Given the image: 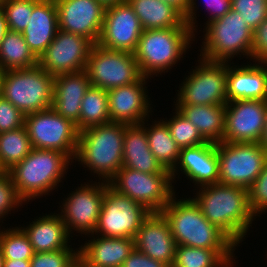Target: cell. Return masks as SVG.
I'll return each mask as SVG.
<instances>
[{
    "label": "cell",
    "mask_w": 267,
    "mask_h": 267,
    "mask_svg": "<svg viewBox=\"0 0 267 267\" xmlns=\"http://www.w3.org/2000/svg\"><path fill=\"white\" fill-rule=\"evenodd\" d=\"M121 267H169L164 262L148 257L144 253L133 249L129 256L123 261Z\"/></svg>",
    "instance_id": "obj_45"
},
{
    "label": "cell",
    "mask_w": 267,
    "mask_h": 267,
    "mask_svg": "<svg viewBox=\"0 0 267 267\" xmlns=\"http://www.w3.org/2000/svg\"><path fill=\"white\" fill-rule=\"evenodd\" d=\"M59 29L97 44L102 31L105 7L97 0H55Z\"/></svg>",
    "instance_id": "obj_18"
},
{
    "label": "cell",
    "mask_w": 267,
    "mask_h": 267,
    "mask_svg": "<svg viewBox=\"0 0 267 267\" xmlns=\"http://www.w3.org/2000/svg\"><path fill=\"white\" fill-rule=\"evenodd\" d=\"M79 250L72 248L61 249L51 252L34 253L30 259V267H73V262Z\"/></svg>",
    "instance_id": "obj_39"
},
{
    "label": "cell",
    "mask_w": 267,
    "mask_h": 267,
    "mask_svg": "<svg viewBox=\"0 0 267 267\" xmlns=\"http://www.w3.org/2000/svg\"><path fill=\"white\" fill-rule=\"evenodd\" d=\"M171 173H142L122 167L108 182L117 193L128 196L151 213L161 212L175 196Z\"/></svg>",
    "instance_id": "obj_8"
},
{
    "label": "cell",
    "mask_w": 267,
    "mask_h": 267,
    "mask_svg": "<svg viewBox=\"0 0 267 267\" xmlns=\"http://www.w3.org/2000/svg\"><path fill=\"white\" fill-rule=\"evenodd\" d=\"M175 107L198 129L207 142L215 144L223 142L225 105H176Z\"/></svg>",
    "instance_id": "obj_28"
},
{
    "label": "cell",
    "mask_w": 267,
    "mask_h": 267,
    "mask_svg": "<svg viewBox=\"0 0 267 267\" xmlns=\"http://www.w3.org/2000/svg\"><path fill=\"white\" fill-rule=\"evenodd\" d=\"M90 86L88 73L85 70L55 76L52 108L62 117L77 124L82 99Z\"/></svg>",
    "instance_id": "obj_23"
},
{
    "label": "cell",
    "mask_w": 267,
    "mask_h": 267,
    "mask_svg": "<svg viewBox=\"0 0 267 267\" xmlns=\"http://www.w3.org/2000/svg\"><path fill=\"white\" fill-rule=\"evenodd\" d=\"M259 64V65H258ZM243 65L228 64L227 100H267V63ZM266 64V65H263Z\"/></svg>",
    "instance_id": "obj_24"
},
{
    "label": "cell",
    "mask_w": 267,
    "mask_h": 267,
    "mask_svg": "<svg viewBox=\"0 0 267 267\" xmlns=\"http://www.w3.org/2000/svg\"><path fill=\"white\" fill-rule=\"evenodd\" d=\"M24 115L10 101L0 96V133L24 126Z\"/></svg>",
    "instance_id": "obj_43"
},
{
    "label": "cell",
    "mask_w": 267,
    "mask_h": 267,
    "mask_svg": "<svg viewBox=\"0 0 267 267\" xmlns=\"http://www.w3.org/2000/svg\"><path fill=\"white\" fill-rule=\"evenodd\" d=\"M23 200L18 195L9 172L0 171V219L8 212L22 205Z\"/></svg>",
    "instance_id": "obj_41"
},
{
    "label": "cell",
    "mask_w": 267,
    "mask_h": 267,
    "mask_svg": "<svg viewBox=\"0 0 267 267\" xmlns=\"http://www.w3.org/2000/svg\"><path fill=\"white\" fill-rule=\"evenodd\" d=\"M176 166L181 168V171L193 180L195 185L202 187L217 184L219 182L217 144L207 142L181 148Z\"/></svg>",
    "instance_id": "obj_21"
},
{
    "label": "cell",
    "mask_w": 267,
    "mask_h": 267,
    "mask_svg": "<svg viewBox=\"0 0 267 267\" xmlns=\"http://www.w3.org/2000/svg\"><path fill=\"white\" fill-rule=\"evenodd\" d=\"M38 58L29 49L21 32L8 30L0 42V70L35 67Z\"/></svg>",
    "instance_id": "obj_29"
},
{
    "label": "cell",
    "mask_w": 267,
    "mask_h": 267,
    "mask_svg": "<svg viewBox=\"0 0 267 267\" xmlns=\"http://www.w3.org/2000/svg\"><path fill=\"white\" fill-rule=\"evenodd\" d=\"M145 122L127 125L124 130L123 156L153 154L148 145Z\"/></svg>",
    "instance_id": "obj_38"
},
{
    "label": "cell",
    "mask_w": 267,
    "mask_h": 267,
    "mask_svg": "<svg viewBox=\"0 0 267 267\" xmlns=\"http://www.w3.org/2000/svg\"><path fill=\"white\" fill-rule=\"evenodd\" d=\"M98 237V238H97ZM79 248V253L90 263L102 267H121L135 248L134 239L97 236Z\"/></svg>",
    "instance_id": "obj_26"
},
{
    "label": "cell",
    "mask_w": 267,
    "mask_h": 267,
    "mask_svg": "<svg viewBox=\"0 0 267 267\" xmlns=\"http://www.w3.org/2000/svg\"><path fill=\"white\" fill-rule=\"evenodd\" d=\"M5 267H30V260H5Z\"/></svg>",
    "instance_id": "obj_48"
},
{
    "label": "cell",
    "mask_w": 267,
    "mask_h": 267,
    "mask_svg": "<svg viewBox=\"0 0 267 267\" xmlns=\"http://www.w3.org/2000/svg\"><path fill=\"white\" fill-rule=\"evenodd\" d=\"M99 3H101L105 8L114 6L118 3L126 2L127 0H97Z\"/></svg>",
    "instance_id": "obj_52"
},
{
    "label": "cell",
    "mask_w": 267,
    "mask_h": 267,
    "mask_svg": "<svg viewBox=\"0 0 267 267\" xmlns=\"http://www.w3.org/2000/svg\"><path fill=\"white\" fill-rule=\"evenodd\" d=\"M166 3H169L176 7L183 15L184 20L188 24V26L191 28V31L194 34V31L196 30L194 27V24H196L194 21L196 17V11L195 8L197 7L194 0H163ZM196 7H195V6ZM195 15V16H194Z\"/></svg>",
    "instance_id": "obj_46"
},
{
    "label": "cell",
    "mask_w": 267,
    "mask_h": 267,
    "mask_svg": "<svg viewBox=\"0 0 267 267\" xmlns=\"http://www.w3.org/2000/svg\"><path fill=\"white\" fill-rule=\"evenodd\" d=\"M24 126L33 148L60 151L75 159L79 131L70 119L49 108L25 115Z\"/></svg>",
    "instance_id": "obj_10"
},
{
    "label": "cell",
    "mask_w": 267,
    "mask_h": 267,
    "mask_svg": "<svg viewBox=\"0 0 267 267\" xmlns=\"http://www.w3.org/2000/svg\"><path fill=\"white\" fill-rule=\"evenodd\" d=\"M139 18L143 30L190 28L184 15L163 0H127Z\"/></svg>",
    "instance_id": "obj_27"
},
{
    "label": "cell",
    "mask_w": 267,
    "mask_h": 267,
    "mask_svg": "<svg viewBox=\"0 0 267 267\" xmlns=\"http://www.w3.org/2000/svg\"><path fill=\"white\" fill-rule=\"evenodd\" d=\"M251 58L267 63V18L253 31Z\"/></svg>",
    "instance_id": "obj_44"
},
{
    "label": "cell",
    "mask_w": 267,
    "mask_h": 267,
    "mask_svg": "<svg viewBox=\"0 0 267 267\" xmlns=\"http://www.w3.org/2000/svg\"><path fill=\"white\" fill-rule=\"evenodd\" d=\"M233 250L177 245L173 267H231Z\"/></svg>",
    "instance_id": "obj_31"
},
{
    "label": "cell",
    "mask_w": 267,
    "mask_h": 267,
    "mask_svg": "<svg viewBox=\"0 0 267 267\" xmlns=\"http://www.w3.org/2000/svg\"><path fill=\"white\" fill-rule=\"evenodd\" d=\"M150 214L151 212L143 205L117 193L104 182V199L94 232L100 233L99 235L103 237L134 239Z\"/></svg>",
    "instance_id": "obj_12"
},
{
    "label": "cell",
    "mask_w": 267,
    "mask_h": 267,
    "mask_svg": "<svg viewBox=\"0 0 267 267\" xmlns=\"http://www.w3.org/2000/svg\"><path fill=\"white\" fill-rule=\"evenodd\" d=\"M2 77H3V72L0 70V96H2Z\"/></svg>",
    "instance_id": "obj_54"
},
{
    "label": "cell",
    "mask_w": 267,
    "mask_h": 267,
    "mask_svg": "<svg viewBox=\"0 0 267 267\" xmlns=\"http://www.w3.org/2000/svg\"><path fill=\"white\" fill-rule=\"evenodd\" d=\"M175 115L171 120H165L172 138L175 140L179 148L193 147L207 141L202 137L198 129L187 120L182 114L175 108Z\"/></svg>",
    "instance_id": "obj_35"
},
{
    "label": "cell",
    "mask_w": 267,
    "mask_h": 267,
    "mask_svg": "<svg viewBox=\"0 0 267 267\" xmlns=\"http://www.w3.org/2000/svg\"><path fill=\"white\" fill-rule=\"evenodd\" d=\"M200 59L181 84L175 105H226L228 62Z\"/></svg>",
    "instance_id": "obj_11"
},
{
    "label": "cell",
    "mask_w": 267,
    "mask_h": 267,
    "mask_svg": "<svg viewBox=\"0 0 267 267\" xmlns=\"http://www.w3.org/2000/svg\"><path fill=\"white\" fill-rule=\"evenodd\" d=\"M219 183L248 189L267 162L260 143H217Z\"/></svg>",
    "instance_id": "obj_9"
},
{
    "label": "cell",
    "mask_w": 267,
    "mask_h": 267,
    "mask_svg": "<svg viewBox=\"0 0 267 267\" xmlns=\"http://www.w3.org/2000/svg\"><path fill=\"white\" fill-rule=\"evenodd\" d=\"M128 124L109 122L79 132L74 160L109 182L123 166L124 130ZM77 158V159H76Z\"/></svg>",
    "instance_id": "obj_3"
},
{
    "label": "cell",
    "mask_w": 267,
    "mask_h": 267,
    "mask_svg": "<svg viewBox=\"0 0 267 267\" xmlns=\"http://www.w3.org/2000/svg\"><path fill=\"white\" fill-rule=\"evenodd\" d=\"M32 150L33 146L25 126L0 133V171L8 172Z\"/></svg>",
    "instance_id": "obj_33"
},
{
    "label": "cell",
    "mask_w": 267,
    "mask_h": 267,
    "mask_svg": "<svg viewBox=\"0 0 267 267\" xmlns=\"http://www.w3.org/2000/svg\"><path fill=\"white\" fill-rule=\"evenodd\" d=\"M85 71L91 86L107 91L138 82L143 77L134 53L108 50L98 44L90 51Z\"/></svg>",
    "instance_id": "obj_13"
},
{
    "label": "cell",
    "mask_w": 267,
    "mask_h": 267,
    "mask_svg": "<svg viewBox=\"0 0 267 267\" xmlns=\"http://www.w3.org/2000/svg\"><path fill=\"white\" fill-rule=\"evenodd\" d=\"M231 4L253 31L267 18V0H232Z\"/></svg>",
    "instance_id": "obj_37"
},
{
    "label": "cell",
    "mask_w": 267,
    "mask_h": 267,
    "mask_svg": "<svg viewBox=\"0 0 267 267\" xmlns=\"http://www.w3.org/2000/svg\"><path fill=\"white\" fill-rule=\"evenodd\" d=\"M58 29L55 0H33L31 18L22 35L38 59L53 41Z\"/></svg>",
    "instance_id": "obj_22"
},
{
    "label": "cell",
    "mask_w": 267,
    "mask_h": 267,
    "mask_svg": "<svg viewBox=\"0 0 267 267\" xmlns=\"http://www.w3.org/2000/svg\"><path fill=\"white\" fill-rule=\"evenodd\" d=\"M147 79L143 76L138 82L108 90L110 122L141 124L149 117L150 98L144 86Z\"/></svg>",
    "instance_id": "obj_20"
},
{
    "label": "cell",
    "mask_w": 267,
    "mask_h": 267,
    "mask_svg": "<svg viewBox=\"0 0 267 267\" xmlns=\"http://www.w3.org/2000/svg\"><path fill=\"white\" fill-rule=\"evenodd\" d=\"M161 121L154 123L150 128L146 127V136L151 152L165 169L170 170L173 180L176 176L175 172L178 171L176 163L180 148L172 138L167 124L163 119Z\"/></svg>",
    "instance_id": "obj_30"
},
{
    "label": "cell",
    "mask_w": 267,
    "mask_h": 267,
    "mask_svg": "<svg viewBox=\"0 0 267 267\" xmlns=\"http://www.w3.org/2000/svg\"><path fill=\"white\" fill-rule=\"evenodd\" d=\"M5 256L3 254V250L0 247V267H5Z\"/></svg>",
    "instance_id": "obj_53"
},
{
    "label": "cell",
    "mask_w": 267,
    "mask_h": 267,
    "mask_svg": "<svg viewBox=\"0 0 267 267\" xmlns=\"http://www.w3.org/2000/svg\"><path fill=\"white\" fill-rule=\"evenodd\" d=\"M143 29L128 1L105 9L98 45L108 50L134 53Z\"/></svg>",
    "instance_id": "obj_16"
},
{
    "label": "cell",
    "mask_w": 267,
    "mask_h": 267,
    "mask_svg": "<svg viewBox=\"0 0 267 267\" xmlns=\"http://www.w3.org/2000/svg\"><path fill=\"white\" fill-rule=\"evenodd\" d=\"M109 122L108 91L90 86L82 99L79 122L76 124L77 130L81 132Z\"/></svg>",
    "instance_id": "obj_32"
},
{
    "label": "cell",
    "mask_w": 267,
    "mask_h": 267,
    "mask_svg": "<svg viewBox=\"0 0 267 267\" xmlns=\"http://www.w3.org/2000/svg\"><path fill=\"white\" fill-rule=\"evenodd\" d=\"M206 25L200 54L203 59L228 62L240 52L252 57L253 30L244 22L241 13L231 9Z\"/></svg>",
    "instance_id": "obj_7"
},
{
    "label": "cell",
    "mask_w": 267,
    "mask_h": 267,
    "mask_svg": "<svg viewBox=\"0 0 267 267\" xmlns=\"http://www.w3.org/2000/svg\"><path fill=\"white\" fill-rule=\"evenodd\" d=\"M54 76L35 67L3 71L2 96L23 115L52 108Z\"/></svg>",
    "instance_id": "obj_6"
},
{
    "label": "cell",
    "mask_w": 267,
    "mask_h": 267,
    "mask_svg": "<svg viewBox=\"0 0 267 267\" xmlns=\"http://www.w3.org/2000/svg\"><path fill=\"white\" fill-rule=\"evenodd\" d=\"M84 185L81 184L76 192L73 191L64 200L60 212L69 235L72 229L81 234L94 235L97 226L104 199V181L95 182V185Z\"/></svg>",
    "instance_id": "obj_17"
},
{
    "label": "cell",
    "mask_w": 267,
    "mask_h": 267,
    "mask_svg": "<svg viewBox=\"0 0 267 267\" xmlns=\"http://www.w3.org/2000/svg\"><path fill=\"white\" fill-rule=\"evenodd\" d=\"M93 46L85 37L58 29L38 64L54 77L84 71Z\"/></svg>",
    "instance_id": "obj_14"
},
{
    "label": "cell",
    "mask_w": 267,
    "mask_h": 267,
    "mask_svg": "<svg viewBox=\"0 0 267 267\" xmlns=\"http://www.w3.org/2000/svg\"><path fill=\"white\" fill-rule=\"evenodd\" d=\"M248 190V202L251 212L257 216L267 209V162L261 173Z\"/></svg>",
    "instance_id": "obj_40"
},
{
    "label": "cell",
    "mask_w": 267,
    "mask_h": 267,
    "mask_svg": "<svg viewBox=\"0 0 267 267\" xmlns=\"http://www.w3.org/2000/svg\"><path fill=\"white\" fill-rule=\"evenodd\" d=\"M0 9L5 16L8 30L23 32L33 11V0H1Z\"/></svg>",
    "instance_id": "obj_36"
},
{
    "label": "cell",
    "mask_w": 267,
    "mask_h": 267,
    "mask_svg": "<svg viewBox=\"0 0 267 267\" xmlns=\"http://www.w3.org/2000/svg\"><path fill=\"white\" fill-rule=\"evenodd\" d=\"M73 267H102V266H97L88 262L80 253H78L77 257L73 262Z\"/></svg>",
    "instance_id": "obj_49"
},
{
    "label": "cell",
    "mask_w": 267,
    "mask_h": 267,
    "mask_svg": "<svg viewBox=\"0 0 267 267\" xmlns=\"http://www.w3.org/2000/svg\"><path fill=\"white\" fill-rule=\"evenodd\" d=\"M70 160L60 151L33 148L8 172L20 198L29 202L55 189L67 173Z\"/></svg>",
    "instance_id": "obj_4"
},
{
    "label": "cell",
    "mask_w": 267,
    "mask_h": 267,
    "mask_svg": "<svg viewBox=\"0 0 267 267\" xmlns=\"http://www.w3.org/2000/svg\"><path fill=\"white\" fill-rule=\"evenodd\" d=\"M206 3L209 10L213 12L209 16L210 18H208L209 21H207V23H210L215 19L223 17L231 10L232 0H206Z\"/></svg>",
    "instance_id": "obj_47"
},
{
    "label": "cell",
    "mask_w": 267,
    "mask_h": 267,
    "mask_svg": "<svg viewBox=\"0 0 267 267\" xmlns=\"http://www.w3.org/2000/svg\"><path fill=\"white\" fill-rule=\"evenodd\" d=\"M134 245L148 257L173 267L177 245L170 224L161 212L151 213L144 220L134 237Z\"/></svg>",
    "instance_id": "obj_19"
},
{
    "label": "cell",
    "mask_w": 267,
    "mask_h": 267,
    "mask_svg": "<svg viewBox=\"0 0 267 267\" xmlns=\"http://www.w3.org/2000/svg\"><path fill=\"white\" fill-rule=\"evenodd\" d=\"M23 231L32 244L34 253L67 249L70 235L60 214L39 217Z\"/></svg>",
    "instance_id": "obj_25"
},
{
    "label": "cell",
    "mask_w": 267,
    "mask_h": 267,
    "mask_svg": "<svg viewBox=\"0 0 267 267\" xmlns=\"http://www.w3.org/2000/svg\"><path fill=\"white\" fill-rule=\"evenodd\" d=\"M142 173H171L165 169L153 154L123 156V166Z\"/></svg>",
    "instance_id": "obj_42"
},
{
    "label": "cell",
    "mask_w": 267,
    "mask_h": 267,
    "mask_svg": "<svg viewBox=\"0 0 267 267\" xmlns=\"http://www.w3.org/2000/svg\"><path fill=\"white\" fill-rule=\"evenodd\" d=\"M161 211L170 224L176 245L205 249H236L222 230L210 223L191 198L174 199ZM180 200V201H179Z\"/></svg>",
    "instance_id": "obj_2"
},
{
    "label": "cell",
    "mask_w": 267,
    "mask_h": 267,
    "mask_svg": "<svg viewBox=\"0 0 267 267\" xmlns=\"http://www.w3.org/2000/svg\"><path fill=\"white\" fill-rule=\"evenodd\" d=\"M8 31L7 22L3 11L0 9V42L4 38V35Z\"/></svg>",
    "instance_id": "obj_50"
},
{
    "label": "cell",
    "mask_w": 267,
    "mask_h": 267,
    "mask_svg": "<svg viewBox=\"0 0 267 267\" xmlns=\"http://www.w3.org/2000/svg\"><path fill=\"white\" fill-rule=\"evenodd\" d=\"M3 231H0V247L5 259L30 260L33 257L32 244L22 227Z\"/></svg>",
    "instance_id": "obj_34"
},
{
    "label": "cell",
    "mask_w": 267,
    "mask_h": 267,
    "mask_svg": "<svg viewBox=\"0 0 267 267\" xmlns=\"http://www.w3.org/2000/svg\"><path fill=\"white\" fill-rule=\"evenodd\" d=\"M267 100H235L225 105L223 142L259 143L264 130Z\"/></svg>",
    "instance_id": "obj_15"
},
{
    "label": "cell",
    "mask_w": 267,
    "mask_h": 267,
    "mask_svg": "<svg viewBox=\"0 0 267 267\" xmlns=\"http://www.w3.org/2000/svg\"><path fill=\"white\" fill-rule=\"evenodd\" d=\"M262 147L267 151V110H266V116H265V123H264V130L262 134V139L259 142Z\"/></svg>",
    "instance_id": "obj_51"
},
{
    "label": "cell",
    "mask_w": 267,
    "mask_h": 267,
    "mask_svg": "<svg viewBox=\"0 0 267 267\" xmlns=\"http://www.w3.org/2000/svg\"><path fill=\"white\" fill-rule=\"evenodd\" d=\"M196 196L193 200L207 220L239 246L255 216L249 206L248 190L218 182L202 186Z\"/></svg>",
    "instance_id": "obj_1"
},
{
    "label": "cell",
    "mask_w": 267,
    "mask_h": 267,
    "mask_svg": "<svg viewBox=\"0 0 267 267\" xmlns=\"http://www.w3.org/2000/svg\"><path fill=\"white\" fill-rule=\"evenodd\" d=\"M194 36L191 28L143 30L134 52L141 74L151 77L167 72L181 59Z\"/></svg>",
    "instance_id": "obj_5"
}]
</instances>
